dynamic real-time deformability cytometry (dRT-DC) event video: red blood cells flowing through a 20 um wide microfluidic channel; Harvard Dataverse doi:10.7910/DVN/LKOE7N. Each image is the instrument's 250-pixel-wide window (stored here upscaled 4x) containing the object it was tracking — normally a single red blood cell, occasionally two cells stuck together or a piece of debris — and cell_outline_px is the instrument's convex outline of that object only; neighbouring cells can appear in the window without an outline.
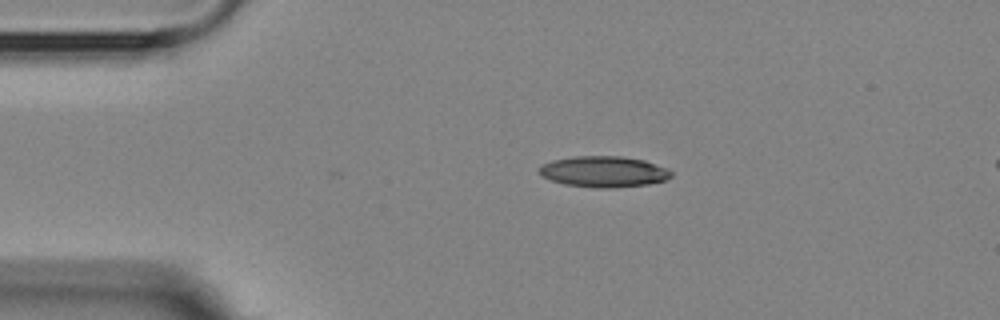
{"species": "Egyptian fruit bat (a non-hibernating species)", "species_latin": "Rousettus aegyptiacus", "temperature_condition": "room temperature", "stored_images_in_passage": 4, "camera_frame_rate_fps": 3000, "um_per_image_px": 0.085, "animal": {"sex": "female"}, "frame": {"image": 1, "passage_image": 1, "time_ms": 0.0, "image_size_px": [1000, 320], "cell_outline_px": [[672, 176], [664, 180], [648, 184], [612, 188], [600, 188], [564, 184], [552, 180], [544, 176], [540, 172], [540, 168], [544, 164], [552, 160], [572, 156], [620, 156], [644, 160], [664, 168], [672, 172]], "centroid_in_image_um": [51.32, 14.59], "position_along_channel_um": 33.7, "area_um2": 23.47}}
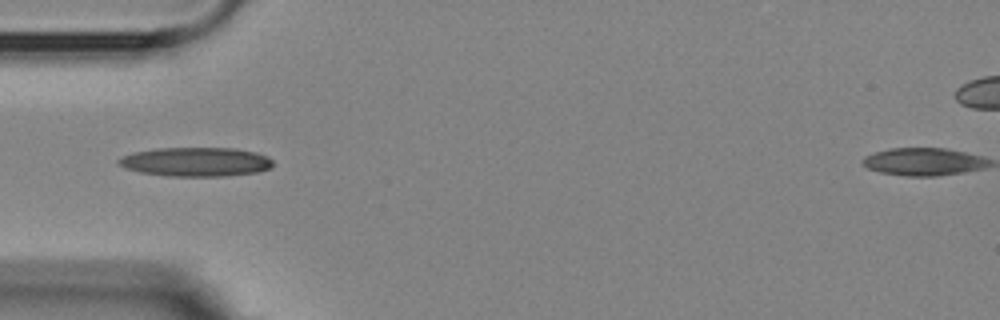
{"frame": {"image": 2, "passage_image": 3, "time_ms": 2.0, "image_size_px": [1000, 320], "cell_outline_px": [[272, 168], [256, 172], [224, 176], [168, 176], [140, 172], [124, 168], [116, 164], [116, 160], [132, 152], [156, 148], [236, 148], [256, 152], [268, 156], [272, 160]], "centroid_in_image_um": [16.63, 13.75], "position_along_channel_um": 68.4, "area_um2": 26.36}}
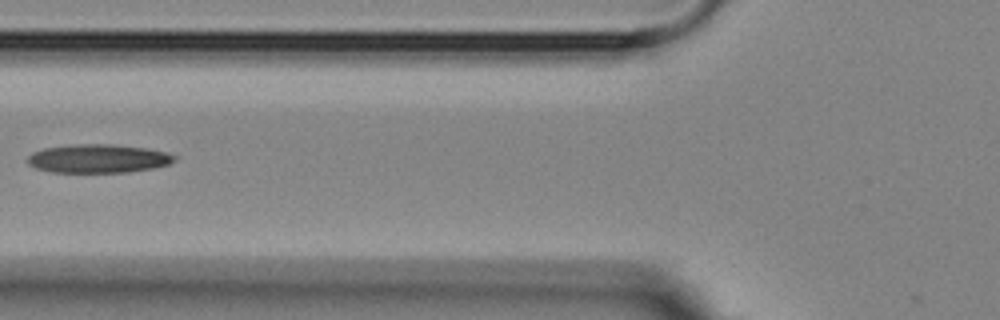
{"frame": {"image": 3, "passage_image": 4, "time_ms": 3.333, "image_size_px": [1000, 320], "cell_outline_px": [[180, 156], [176, 160], [168, 164], [152, 168], [128, 172], [52, 172], [36, 168], [28, 164], [24, 160], [32, 152], [44, 148], [76, 144], [112, 144], [148, 148]], "centroid_in_image_um": [8.34, 13.47], "position_along_channel_um": 117.5, "area_um2": 24.62}}